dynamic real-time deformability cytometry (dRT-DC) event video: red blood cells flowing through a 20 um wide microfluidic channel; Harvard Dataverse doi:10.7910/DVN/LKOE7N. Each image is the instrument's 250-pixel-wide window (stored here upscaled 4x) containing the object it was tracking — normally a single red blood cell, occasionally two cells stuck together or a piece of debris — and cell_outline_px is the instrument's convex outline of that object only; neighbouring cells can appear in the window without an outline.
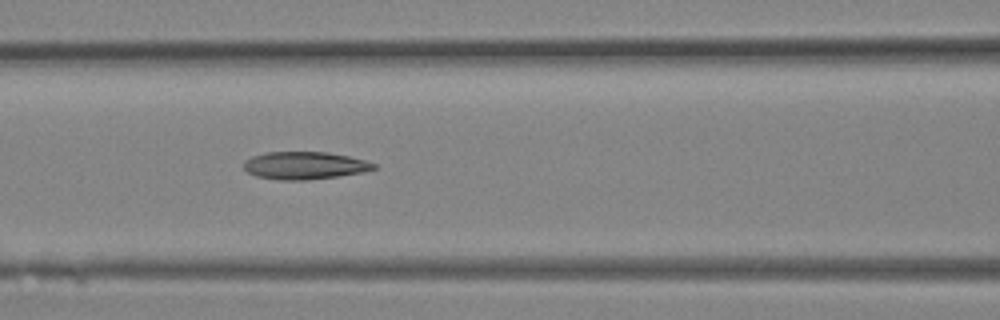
{"species": "Egyptian fruit bat (a non-hibernating species)", "species_latin": "Rousettus aegyptiacus", "temperature_condition": "room temperature", "stored_images_in_passage": 13, "camera_frame_rate_fps": 3000, "um_per_image_px": 0.085, "animal": {"sex": "female"}, "frame": {"image": 1, "passage_image": 13, "time_ms": 4.0, "image_size_px": [1000, 320], "cell_outline_px": [[376, 168], [364, 172], [340, 176], [308, 180], [280, 180], [256, 176], [248, 172], [244, 168], [244, 160], [252, 156], [264, 152], [328, 152], [348, 156], [364, 160], [376, 164]], "centroid_in_image_um": [25.89, 14.07], "position_along_channel_um": 140.7, "area_um2": 20.98}}